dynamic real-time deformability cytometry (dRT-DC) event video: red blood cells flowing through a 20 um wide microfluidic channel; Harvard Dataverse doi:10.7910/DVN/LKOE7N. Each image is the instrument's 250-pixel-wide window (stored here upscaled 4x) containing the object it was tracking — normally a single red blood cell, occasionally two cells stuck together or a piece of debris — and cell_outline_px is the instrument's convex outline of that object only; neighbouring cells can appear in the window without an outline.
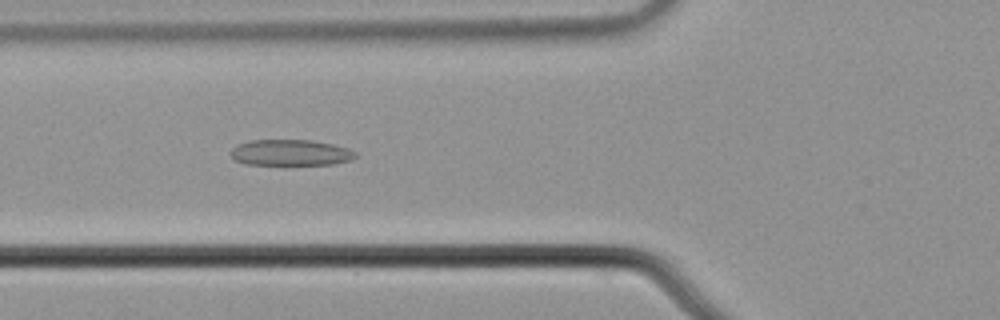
{"species": "common noctule bat (a hibernating species)", "species_latin": "Nyctalus noctula", "temperature_condition": "cold", "stored_images_in_passage": 54, "camera_frame_rate_fps": 3000, "um_per_image_px": 0.085, "animal": {"sex": "male", "body_mass_g": 21.5, "forearm_length_mm": 52.0}, "frame": {"image": 1, "passage_image": 20, "time_ms": 6.333, "image_size_px": [1000, 320], "cell_outline_px": [[356, 156], [348, 160], [332, 164], [244, 164], [236, 160], [232, 156], [232, 148], [248, 140], [312, 140], [332, 144], [348, 148], [356, 152]], "centroid_in_image_um": [24.7, 12.96], "position_along_channel_um": 101.1, "area_um2": 18.61}}
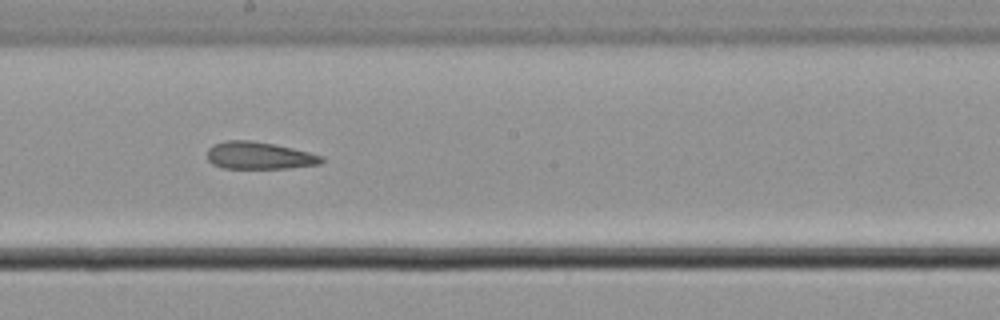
{"frame": {"image": 2, "passage_image": 30, "time_ms": 9.667, "image_size_px": [1000, 320], "cell_outline_px": [[324, 160], [320, 164], [288, 168], [224, 168], [212, 164], [208, 160], [208, 148], [212, 144], [228, 140], [252, 140], [292, 148], [324, 156]], "centroid_in_image_um": [22.02, 13.22], "position_along_channel_um": 226.2, "area_um2": 18.15}}
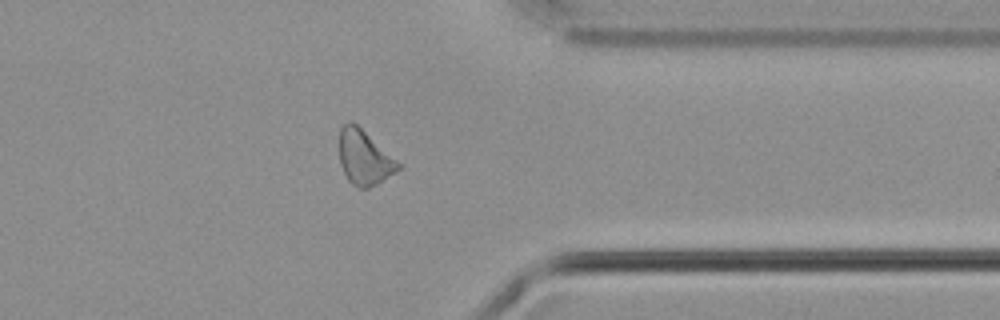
{"frame": {"image": 3, "passage_image": 43, "time_ms": 14.0, "image_size_px": [1000, 320], "cell_outline_px": [[404, 168], [376, 184], [368, 188], [360, 188], [352, 184], [348, 180], [340, 164], [340, 128], [348, 120], [352, 120], [396, 160]], "centroid_in_image_um": [30.96, 13.4], "position_along_channel_um": 380.4, "area_um2": 18.55}, "authors_computed_cell_mechanics": {"area_um2": 19.5075, "velocity_mm_per_s": 3.7509, "shape_relaxation_time_tau1_ms": 3.3387, "shape_relaxation_time_tau2_ms": 3.3177, "deformation_change_tau1": 0.0649, "deformation_change_tau2": 0.1299}}